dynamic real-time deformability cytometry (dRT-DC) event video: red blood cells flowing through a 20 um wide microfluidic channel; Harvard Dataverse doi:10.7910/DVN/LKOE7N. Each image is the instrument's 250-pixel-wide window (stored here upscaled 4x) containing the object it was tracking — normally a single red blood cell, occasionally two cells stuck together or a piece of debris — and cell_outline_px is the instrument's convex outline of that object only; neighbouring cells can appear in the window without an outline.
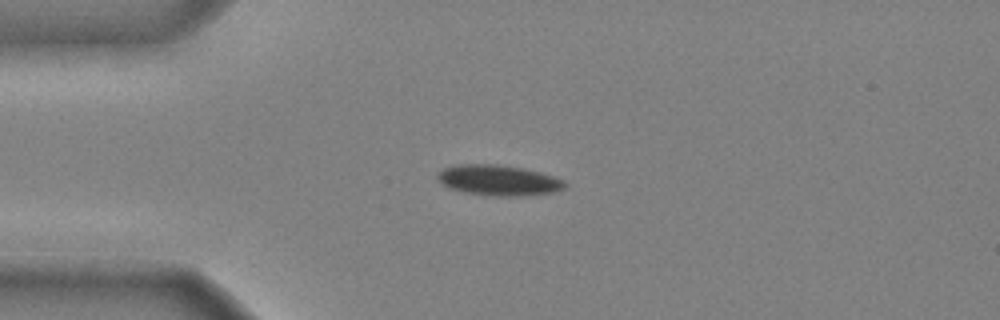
{"species": "common noctule bat (a hibernating species)", "species_latin": "Nyctalus noctula", "temperature_condition": "cold", "stored_images_in_passage": 37, "camera_frame_rate_fps": 3000, "um_per_image_px": 0.085, "animal": {"sex": "male", "body_mass_g": 20.4}, "frame": {"image": 1, "passage_image": 1, "time_ms": 0.0, "image_size_px": [1000, 320], "cell_outline_px": [[568, 184], [564, 188], [552, 192], [524, 196], [496, 196], [464, 192], [448, 188], [436, 176], [444, 168], [456, 164], [496, 164], [524, 168], [540, 172], [564, 180]], "centroid_in_image_um": [42.39, 15.32], "position_along_channel_um": 42.6, "area_um2": 22.6}}
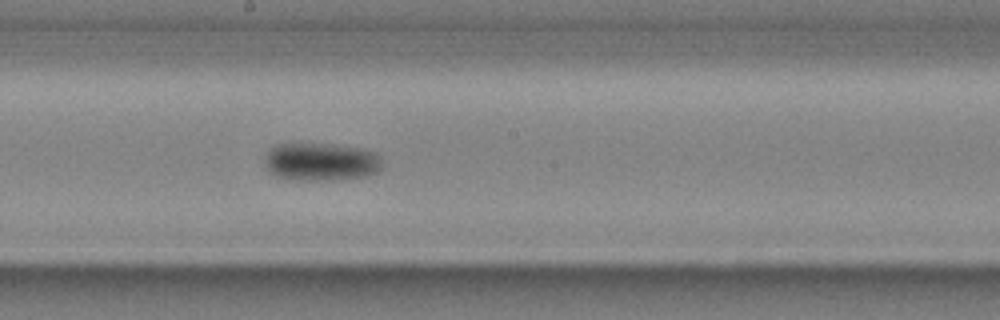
{"frame": {"image": 2, "passage_image": 16, "time_ms": 5.0, "image_size_px": [1000, 320], "cell_outline_px": [[384, 168], [376, 172], [364, 176], [332, 180], [304, 180], [276, 176], [264, 164], [264, 156], [276, 144], [332, 144], [360, 148], [376, 152], [380, 156]], "centroid_in_image_um": [27.33, 13.74], "position_along_channel_um": 220.9, "area_um2": 25.95}}
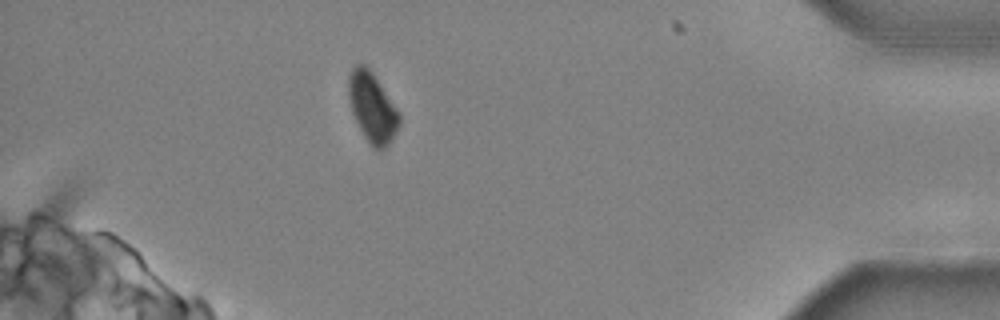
{"frame": {"image": 3, "passage_image": 33, "time_ms": 10.667, "image_size_px": [1000, 320], "cell_outline_px": [[400, 124], [392, 140], [380, 152], [372, 148], [364, 136], [352, 112], [348, 96], [348, 76], [352, 68], [356, 64], [364, 64], [372, 72], [400, 112]], "centroid_in_image_um": [31.65, 9.15], "position_along_channel_um": 403.5, "area_um2": 20.69}, "authors_computed_cell_mechanics": {"area_um2": 24.2182, "velocity_mm_per_s": 3.9701, "shape_relaxation_time_tau1_ms": 4.6425, "shape_relaxation_time_tau2_ms": null, "deformation_change_tau1": 0.1203, "deformation_change_tau2": null}}